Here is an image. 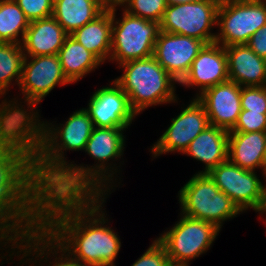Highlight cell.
Returning a JSON list of instances; mask_svg holds the SVG:
<instances>
[{
	"label": "cell",
	"instance_id": "cell-2",
	"mask_svg": "<svg viewBox=\"0 0 266 266\" xmlns=\"http://www.w3.org/2000/svg\"><path fill=\"white\" fill-rule=\"evenodd\" d=\"M40 121L39 114L25 127L26 194L46 191L73 163L64 151L84 150L94 124L85 108L75 111L60 127ZM51 126V127H50Z\"/></svg>",
	"mask_w": 266,
	"mask_h": 266
},
{
	"label": "cell",
	"instance_id": "cell-23",
	"mask_svg": "<svg viewBox=\"0 0 266 266\" xmlns=\"http://www.w3.org/2000/svg\"><path fill=\"white\" fill-rule=\"evenodd\" d=\"M61 67L66 78L75 83L103 63L82 44L68 35L58 52Z\"/></svg>",
	"mask_w": 266,
	"mask_h": 266
},
{
	"label": "cell",
	"instance_id": "cell-32",
	"mask_svg": "<svg viewBox=\"0 0 266 266\" xmlns=\"http://www.w3.org/2000/svg\"><path fill=\"white\" fill-rule=\"evenodd\" d=\"M246 45L259 57L266 59V25L257 30Z\"/></svg>",
	"mask_w": 266,
	"mask_h": 266
},
{
	"label": "cell",
	"instance_id": "cell-29",
	"mask_svg": "<svg viewBox=\"0 0 266 266\" xmlns=\"http://www.w3.org/2000/svg\"><path fill=\"white\" fill-rule=\"evenodd\" d=\"M266 131V112H250L242 109L235 126L229 132Z\"/></svg>",
	"mask_w": 266,
	"mask_h": 266
},
{
	"label": "cell",
	"instance_id": "cell-36",
	"mask_svg": "<svg viewBox=\"0 0 266 266\" xmlns=\"http://www.w3.org/2000/svg\"><path fill=\"white\" fill-rule=\"evenodd\" d=\"M217 1L221 4L229 1H240V0H217Z\"/></svg>",
	"mask_w": 266,
	"mask_h": 266
},
{
	"label": "cell",
	"instance_id": "cell-6",
	"mask_svg": "<svg viewBox=\"0 0 266 266\" xmlns=\"http://www.w3.org/2000/svg\"><path fill=\"white\" fill-rule=\"evenodd\" d=\"M122 19L117 20L112 11L111 55L109 61L119 65L130 61L153 56L157 36L160 31L158 22L129 14L124 9Z\"/></svg>",
	"mask_w": 266,
	"mask_h": 266
},
{
	"label": "cell",
	"instance_id": "cell-25",
	"mask_svg": "<svg viewBox=\"0 0 266 266\" xmlns=\"http://www.w3.org/2000/svg\"><path fill=\"white\" fill-rule=\"evenodd\" d=\"M29 23L15 0H0V42L21 44Z\"/></svg>",
	"mask_w": 266,
	"mask_h": 266
},
{
	"label": "cell",
	"instance_id": "cell-30",
	"mask_svg": "<svg viewBox=\"0 0 266 266\" xmlns=\"http://www.w3.org/2000/svg\"><path fill=\"white\" fill-rule=\"evenodd\" d=\"M15 2L30 22L52 16L54 0H15Z\"/></svg>",
	"mask_w": 266,
	"mask_h": 266
},
{
	"label": "cell",
	"instance_id": "cell-4",
	"mask_svg": "<svg viewBox=\"0 0 266 266\" xmlns=\"http://www.w3.org/2000/svg\"><path fill=\"white\" fill-rule=\"evenodd\" d=\"M122 76L114 79L128 96L132 110L138 115L150 106L177 102L178 83L154 58L130 60L119 65Z\"/></svg>",
	"mask_w": 266,
	"mask_h": 266
},
{
	"label": "cell",
	"instance_id": "cell-34",
	"mask_svg": "<svg viewBox=\"0 0 266 266\" xmlns=\"http://www.w3.org/2000/svg\"><path fill=\"white\" fill-rule=\"evenodd\" d=\"M255 212H259V214H266V185L263 190L261 203Z\"/></svg>",
	"mask_w": 266,
	"mask_h": 266
},
{
	"label": "cell",
	"instance_id": "cell-18",
	"mask_svg": "<svg viewBox=\"0 0 266 266\" xmlns=\"http://www.w3.org/2000/svg\"><path fill=\"white\" fill-rule=\"evenodd\" d=\"M228 159L240 168L266 174V131L229 132Z\"/></svg>",
	"mask_w": 266,
	"mask_h": 266
},
{
	"label": "cell",
	"instance_id": "cell-13",
	"mask_svg": "<svg viewBox=\"0 0 266 266\" xmlns=\"http://www.w3.org/2000/svg\"><path fill=\"white\" fill-rule=\"evenodd\" d=\"M170 126L152 146L154 158L166 153L181 152L208 127L209 119L203 104L194 98L181 113L172 118Z\"/></svg>",
	"mask_w": 266,
	"mask_h": 266
},
{
	"label": "cell",
	"instance_id": "cell-15",
	"mask_svg": "<svg viewBox=\"0 0 266 266\" xmlns=\"http://www.w3.org/2000/svg\"><path fill=\"white\" fill-rule=\"evenodd\" d=\"M112 82V86L102 87L92 94L85 110L94 127L128 129L137 114L132 110L128 96L121 87L114 80Z\"/></svg>",
	"mask_w": 266,
	"mask_h": 266
},
{
	"label": "cell",
	"instance_id": "cell-14",
	"mask_svg": "<svg viewBox=\"0 0 266 266\" xmlns=\"http://www.w3.org/2000/svg\"><path fill=\"white\" fill-rule=\"evenodd\" d=\"M205 44L204 41L193 37L160 30L153 56L179 84Z\"/></svg>",
	"mask_w": 266,
	"mask_h": 266
},
{
	"label": "cell",
	"instance_id": "cell-11",
	"mask_svg": "<svg viewBox=\"0 0 266 266\" xmlns=\"http://www.w3.org/2000/svg\"><path fill=\"white\" fill-rule=\"evenodd\" d=\"M2 241L3 242H0V244H2L1 247L5 246V248H7L13 246L11 248L12 254L10 253L9 255L11 259L17 248L20 251L15 252L14 256H16V253L17 256L20 253V256L23 252L20 259H23L24 257L26 258L30 254H32L36 259H38L37 257H40L39 261L46 259V261L44 260V262H47L49 261L47 259L48 256L50 255L51 257L52 254V258L53 256H55V259H53L55 262L51 263L50 261L49 263L53 264L50 266H84L81 263L76 262L75 260L70 258L26 214L12 219V222L10 223L8 228V232L2 239ZM8 243L9 245H7L6 247V244ZM10 243H12V245H10ZM58 253H61V256L59 255V257L57 258Z\"/></svg>",
	"mask_w": 266,
	"mask_h": 266
},
{
	"label": "cell",
	"instance_id": "cell-22",
	"mask_svg": "<svg viewBox=\"0 0 266 266\" xmlns=\"http://www.w3.org/2000/svg\"><path fill=\"white\" fill-rule=\"evenodd\" d=\"M70 36L104 63L111 55L112 11H103Z\"/></svg>",
	"mask_w": 266,
	"mask_h": 266
},
{
	"label": "cell",
	"instance_id": "cell-10",
	"mask_svg": "<svg viewBox=\"0 0 266 266\" xmlns=\"http://www.w3.org/2000/svg\"><path fill=\"white\" fill-rule=\"evenodd\" d=\"M31 61H29L30 59ZM72 84L64 75L58 55L25 56L19 83L28 105V123L37 115L36 105L57 85ZM32 108V109H31ZM35 110V111H34Z\"/></svg>",
	"mask_w": 266,
	"mask_h": 266
},
{
	"label": "cell",
	"instance_id": "cell-26",
	"mask_svg": "<svg viewBox=\"0 0 266 266\" xmlns=\"http://www.w3.org/2000/svg\"><path fill=\"white\" fill-rule=\"evenodd\" d=\"M25 55L21 44L0 42V93L6 95L12 81L19 86Z\"/></svg>",
	"mask_w": 266,
	"mask_h": 266
},
{
	"label": "cell",
	"instance_id": "cell-24",
	"mask_svg": "<svg viewBox=\"0 0 266 266\" xmlns=\"http://www.w3.org/2000/svg\"><path fill=\"white\" fill-rule=\"evenodd\" d=\"M102 12L97 0H54L52 16L70 35Z\"/></svg>",
	"mask_w": 266,
	"mask_h": 266
},
{
	"label": "cell",
	"instance_id": "cell-28",
	"mask_svg": "<svg viewBox=\"0 0 266 266\" xmlns=\"http://www.w3.org/2000/svg\"><path fill=\"white\" fill-rule=\"evenodd\" d=\"M240 104L250 112H266V86L241 87Z\"/></svg>",
	"mask_w": 266,
	"mask_h": 266
},
{
	"label": "cell",
	"instance_id": "cell-5",
	"mask_svg": "<svg viewBox=\"0 0 266 266\" xmlns=\"http://www.w3.org/2000/svg\"><path fill=\"white\" fill-rule=\"evenodd\" d=\"M178 193L181 214L210 222L220 230L224 221L242 213L208 173L194 174Z\"/></svg>",
	"mask_w": 266,
	"mask_h": 266
},
{
	"label": "cell",
	"instance_id": "cell-7",
	"mask_svg": "<svg viewBox=\"0 0 266 266\" xmlns=\"http://www.w3.org/2000/svg\"><path fill=\"white\" fill-rule=\"evenodd\" d=\"M180 220L156 238L164 247L172 266H189V262L207 252L220 229L210 222L181 214Z\"/></svg>",
	"mask_w": 266,
	"mask_h": 266
},
{
	"label": "cell",
	"instance_id": "cell-16",
	"mask_svg": "<svg viewBox=\"0 0 266 266\" xmlns=\"http://www.w3.org/2000/svg\"><path fill=\"white\" fill-rule=\"evenodd\" d=\"M204 106L209 124L230 131L236 124L241 107V86L226 81L207 88L195 96Z\"/></svg>",
	"mask_w": 266,
	"mask_h": 266
},
{
	"label": "cell",
	"instance_id": "cell-1",
	"mask_svg": "<svg viewBox=\"0 0 266 266\" xmlns=\"http://www.w3.org/2000/svg\"><path fill=\"white\" fill-rule=\"evenodd\" d=\"M101 195L41 192L29 200L26 215L70 258L84 266H115L118 235L105 223ZM108 226V227H107Z\"/></svg>",
	"mask_w": 266,
	"mask_h": 266
},
{
	"label": "cell",
	"instance_id": "cell-12",
	"mask_svg": "<svg viewBox=\"0 0 266 266\" xmlns=\"http://www.w3.org/2000/svg\"><path fill=\"white\" fill-rule=\"evenodd\" d=\"M257 172L240 168L229 159L211 169L208 174L215 185L243 212L256 211L261 203L265 185Z\"/></svg>",
	"mask_w": 266,
	"mask_h": 266
},
{
	"label": "cell",
	"instance_id": "cell-21",
	"mask_svg": "<svg viewBox=\"0 0 266 266\" xmlns=\"http://www.w3.org/2000/svg\"><path fill=\"white\" fill-rule=\"evenodd\" d=\"M229 131L209 125L189 144L183 154L205 164L200 173H208L218 164L228 160Z\"/></svg>",
	"mask_w": 266,
	"mask_h": 266
},
{
	"label": "cell",
	"instance_id": "cell-19",
	"mask_svg": "<svg viewBox=\"0 0 266 266\" xmlns=\"http://www.w3.org/2000/svg\"><path fill=\"white\" fill-rule=\"evenodd\" d=\"M229 80L243 86H266V59L246 44L225 47Z\"/></svg>",
	"mask_w": 266,
	"mask_h": 266
},
{
	"label": "cell",
	"instance_id": "cell-20",
	"mask_svg": "<svg viewBox=\"0 0 266 266\" xmlns=\"http://www.w3.org/2000/svg\"><path fill=\"white\" fill-rule=\"evenodd\" d=\"M68 34L53 16L29 23L21 43L25 56L57 55Z\"/></svg>",
	"mask_w": 266,
	"mask_h": 266
},
{
	"label": "cell",
	"instance_id": "cell-33",
	"mask_svg": "<svg viewBox=\"0 0 266 266\" xmlns=\"http://www.w3.org/2000/svg\"><path fill=\"white\" fill-rule=\"evenodd\" d=\"M99 6L103 11L117 10L118 6L126 7L128 0H97Z\"/></svg>",
	"mask_w": 266,
	"mask_h": 266
},
{
	"label": "cell",
	"instance_id": "cell-3",
	"mask_svg": "<svg viewBox=\"0 0 266 266\" xmlns=\"http://www.w3.org/2000/svg\"><path fill=\"white\" fill-rule=\"evenodd\" d=\"M124 130L121 127H94L84 151L98 161L96 166L71 164L45 192L59 195H108L110 189L115 187L112 185L113 175L118 169L115 164L112 167L107 162L118 160L124 154Z\"/></svg>",
	"mask_w": 266,
	"mask_h": 266
},
{
	"label": "cell",
	"instance_id": "cell-31",
	"mask_svg": "<svg viewBox=\"0 0 266 266\" xmlns=\"http://www.w3.org/2000/svg\"><path fill=\"white\" fill-rule=\"evenodd\" d=\"M131 266H172L165 247L157 240H153L150 247Z\"/></svg>",
	"mask_w": 266,
	"mask_h": 266
},
{
	"label": "cell",
	"instance_id": "cell-27",
	"mask_svg": "<svg viewBox=\"0 0 266 266\" xmlns=\"http://www.w3.org/2000/svg\"><path fill=\"white\" fill-rule=\"evenodd\" d=\"M166 8V0H128L123 9L131 15L160 23Z\"/></svg>",
	"mask_w": 266,
	"mask_h": 266
},
{
	"label": "cell",
	"instance_id": "cell-35",
	"mask_svg": "<svg viewBox=\"0 0 266 266\" xmlns=\"http://www.w3.org/2000/svg\"><path fill=\"white\" fill-rule=\"evenodd\" d=\"M200 0H166L167 5H177L183 3H193Z\"/></svg>",
	"mask_w": 266,
	"mask_h": 266
},
{
	"label": "cell",
	"instance_id": "cell-17",
	"mask_svg": "<svg viewBox=\"0 0 266 266\" xmlns=\"http://www.w3.org/2000/svg\"><path fill=\"white\" fill-rule=\"evenodd\" d=\"M229 80L225 47L213 42L205 44L193 60L190 70L179 83L183 86L200 87L199 94L207 88Z\"/></svg>",
	"mask_w": 266,
	"mask_h": 266
},
{
	"label": "cell",
	"instance_id": "cell-8",
	"mask_svg": "<svg viewBox=\"0 0 266 266\" xmlns=\"http://www.w3.org/2000/svg\"><path fill=\"white\" fill-rule=\"evenodd\" d=\"M266 25V0H240L221 3L217 13L215 42L227 47L246 44Z\"/></svg>",
	"mask_w": 266,
	"mask_h": 266
},
{
	"label": "cell",
	"instance_id": "cell-9",
	"mask_svg": "<svg viewBox=\"0 0 266 266\" xmlns=\"http://www.w3.org/2000/svg\"><path fill=\"white\" fill-rule=\"evenodd\" d=\"M220 3L217 0H200L193 3L167 5L161 22L163 32L189 36L204 41L215 42L216 33H211L217 25Z\"/></svg>",
	"mask_w": 266,
	"mask_h": 266
}]
</instances>
